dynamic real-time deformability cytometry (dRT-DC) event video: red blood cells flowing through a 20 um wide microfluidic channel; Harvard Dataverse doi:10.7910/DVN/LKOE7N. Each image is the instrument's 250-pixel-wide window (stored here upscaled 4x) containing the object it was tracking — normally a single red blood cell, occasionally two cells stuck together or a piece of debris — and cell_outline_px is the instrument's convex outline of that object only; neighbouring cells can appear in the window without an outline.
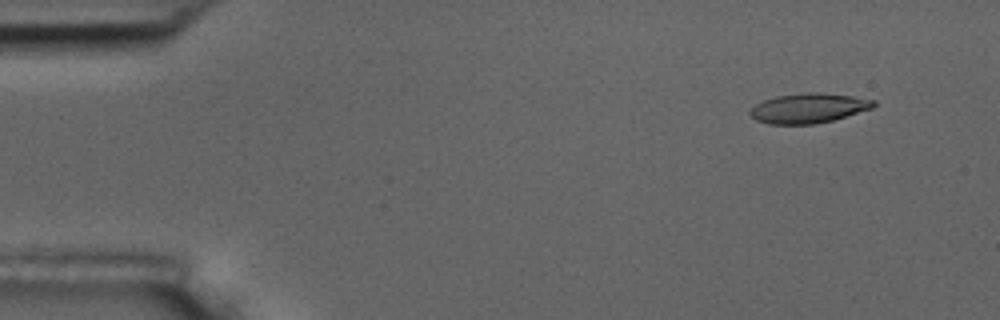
{"species": "common noctule bat (a hibernating species)", "species_latin": "Nyctalus noctula", "temperature_condition": "room temperature", "stored_images_in_passage": 4, "camera_frame_rate_fps": 3000, "um_per_image_px": 0.085, "animal": {"sex": "male", "body_mass_g": 17.5, "forearm_length_mm": 52.3}, "frame": {"image": 1, "passage_image": 1, "time_ms": 0.0, "image_size_px": [1000, 320], "cell_outline_px": [[876, 104], [872, 108], [832, 120], [812, 124], [768, 124], [756, 120], [748, 112], [756, 104], [764, 100], [776, 96], [808, 92], [820, 92], [852, 96], [876, 100]], "centroid_in_image_um": [68.72, 9.19], "position_along_channel_um": 16.3, "area_um2": 21.27}}
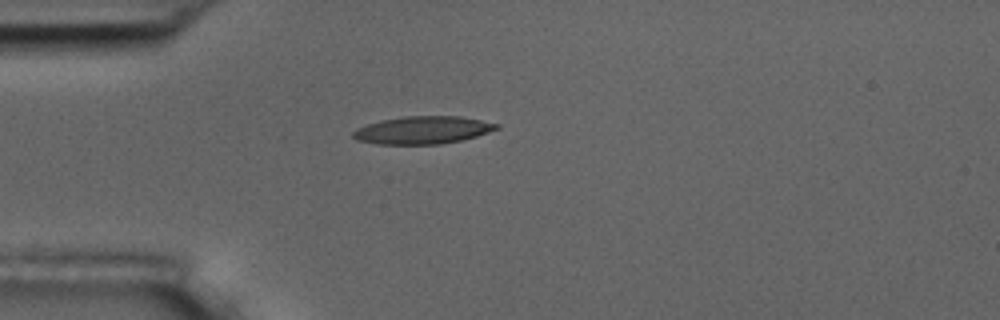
{"frame": {"image": 2, "passage_image": 4, "time_ms": 3.333, "image_size_px": [1000, 320], "cell_outline_px": [[500, 128], [476, 136], [460, 140], [440, 144], [376, 144], [356, 140], [352, 136], [352, 132], [356, 128], [380, 120], [404, 116], [460, 116], [500, 124]], "centroid_in_image_um": [35.9, 11.05], "position_along_channel_um": 49.1, "area_um2": 23.12}}